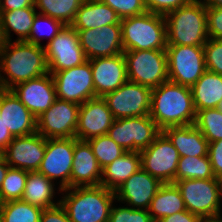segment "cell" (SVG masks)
<instances>
[{"label": "cell", "instance_id": "44dd1931", "mask_svg": "<svg viewBox=\"0 0 222 222\" xmlns=\"http://www.w3.org/2000/svg\"><path fill=\"white\" fill-rule=\"evenodd\" d=\"M95 97L115 91L128 81L124 54L90 59Z\"/></svg>", "mask_w": 222, "mask_h": 222}, {"label": "cell", "instance_id": "836d02e7", "mask_svg": "<svg viewBox=\"0 0 222 222\" xmlns=\"http://www.w3.org/2000/svg\"><path fill=\"white\" fill-rule=\"evenodd\" d=\"M194 125L209 143L222 140V112L217 108L197 111Z\"/></svg>", "mask_w": 222, "mask_h": 222}, {"label": "cell", "instance_id": "8fae6325", "mask_svg": "<svg viewBox=\"0 0 222 222\" xmlns=\"http://www.w3.org/2000/svg\"><path fill=\"white\" fill-rule=\"evenodd\" d=\"M141 167L161 183H173L180 155L169 140L161 132L144 150L140 151Z\"/></svg>", "mask_w": 222, "mask_h": 222}, {"label": "cell", "instance_id": "7bdbcfd3", "mask_svg": "<svg viewBox=\"0 0 222 222\" xmlns=\"http://www.w3.org/2000/svg\"><path fill=\"white\" fill-rule=\"evenodd\" d=\"M208 156L216 178L222 176V140L209 143Z\"/></svg>", "mask_w": 222, "mask_h": 222}, {"label": "cell", "instance_id": "ba28073f", "mask_svg": "<svg viewBox=\"0 0 222 222\" xmlns=\"http://www.w3.org/2000/svg\"><path fill=\"white\" fill-rule=\"evenodd\" d=\"M162 131L150 115L115 119L108 135L129 152L146 149Z\"/></svg>", "mask_w": 222, "mask_h": 222}, {"label": "cell", "instance_id": "f546056e", "mask_svg": "<svg viewBox=\"0 0 222 222\" xmlns=\"http://www.w3.org/2000/svg\"><path fill=\"white\" fill-rule=\"evenodd\" d=\"M36 12L35 7H26L1 12V23L7 41H11V31L16 33V41H25L30 34Z\"/></svg>", "mask_w": 222, "mask_h": 222}, {"label": "cell", "instance_id": "681fc988", "mask_svg": "<svg viewBox=\"0 0 222 222\" xmlns=\"http://www.w3.org/2000/svg\"><path fill=\"white\" fill-rule=\"evenodd\" d=\"M200 222H222V217H221V214L202 217Z\"/></svg>", "mask_w": 222, "mask_h": 222}, {"label": "cell", "instance_id": "f35d334b", "mask_svg": "<svg viewBox=\"0 0 222 222\" xmlns=\"http://www.w3.org/2000/svg\"><path fill=\"white\" fill-rule=\"evenodd\" d=\"M109 222H154L148 210L132 207H111Z\"/></svg>", "mask_w": 222, "mask_h": 222}, {"label": "cell", "instance_id": "ffe728a7", "mask_svg": "<svg viewBox=\"0 0 222 222\" xmlns=\"http://www.w3.org/2000/svg\"><path fill=\"white\" fill-rule=\"evenodd\" d=\"M162 184L141 167L115 190V198L134 209L148 210Z\"/></svg>", "mask_w": 222, "mask_h": 222}, {"label": "cell", "instance_id": "277c9868", "mask_svg": "<svg viewBox=\"0 0 222 222\" xmlns=\"http://www.w3.org/2000/svg\"><path fill=\"white\" fill-rule=\"evenodd\" d=\"M167 46H204L208 37L207 7L202 0H190L186 5L165 15Z\"/></svg>", "mask_w": 222, "mask_h": 222}, {"label": "cell", "instance_id": "1f68e13d", "mask_svg": "<svg viewBox=\"0 0 222 222\" xmlns=\"http://www.w3.org/2000/svg\"><path fill=\"white\" fill-rule=\"evenodd\" d=\"M216 178L209 156H184L180 157L177 165L175 181L185 179H210Z\"/></svg>", "mask_w": 222, "mask_h": 222}, {"label": "cell", "instance_id": "ac0fdd59", "mask_svg": "<svg viewBox=\"0 0 222 222\" xmlns=\"http://www.w3.org/2000/svg\"><path fill=\"white\" fill-rule=\"evenodd\" d=\"M114 120L102 97L91 98L80 105L75 137L87 141L93 137L106 135Z\"/></svg>", "mask_w": 222, "mask_h": 222}, {"label": "cell", "instance_id": "4dcf8cb0", "mask_svg": "<svg viewBox=\"0 0 222 222\" xmlns=\"http://www.w3.org/2000/svg\"><path fill=\"white\" fill-rule=\"evenodd\" d=\"M84 0H35V8L39 14L61 21L64 25H71L76 13Z\"/></svg>", "mask_w": 222, "mask_h": 222}, {"label": "cell", "instance_id": "9a60e30c", "mask_svg": "<svg viewBox=\"0 0 222 222\" xmlns=\"http://www.w3.org/2000/svg\"><path fill=\"white\" fill-rule=\"evenodd\" d=\"M80 105L61 99L37 119V132L46 139L75 137Z\"/></svg>", "mask_w": 222, "mask_h": 222}, {"label": "cell", "instance_id": "7a4b0ae2", "mask_svg": "<svg viewBox=\"0 0 222 222\" xmlns=\"http://www.w3.org/2000/svg\"><path fill=\"white\" fill-rule=\"evenodd\" d=\"M149 115L161 131L194 124L196 110L191 87L167 81L152 89Z\"/></svg>", "mask_w": 222, "mask_h": 222}, {"label": "cell", "instance_id": "816d5d0a", "mask_svg": "<svg viewBox=\"0 0 222 222\" xmlns=\"http://www.w3.org/2000/svg\"><path fill=\"white\" fill-rule=\"evenodd\" d=\"M6 43H7V40L4 35L2 23L0 21V54H1L2 50L5 48Z\"/></svg>", "mask_w": 222, "mask_h": 222}, {"label": "cell", "instance_id": "cb8c5ba5", "mask_svg": "<svg viewBox=\"0 0 222 222\" xmlns=\"http://www.w3.org/2000/svg\"><path fill=\"white\" fill-rule=\"evenodd\" d=\"M162 132L175 146L180 157L208 155L209 142L194 124L168 127Z\"/></svg>", "mask_w": 222, "mask_h": 222}, {"label": "cell", "instance_id": "4316f807", "mask_svg": "<svg viewBox=\"0 0 222 222\" xmlns=\"http://www.w3.org/2000/svg\"><path fill=\"white\" fill-rule=\"evenodd\" d=\"M191 91L196 112L217 108L222 100V75L206 70Z\"/></svg>", "mask_w": 222, "mask_h": 222}, {"label": "cell", "instance_id": "8d00e7d4", "mask_svg": "<svg viewBox=\"0 0 222 222\" xmlns=\"http://www.w3.org/2000/svg\"><path fill=\"white\" fill-rule=\"evenodd\" d=\"M43 25H47V27L44 26V29L42 27ZM64 26L65 25L59 20L37 13L34 17L29 37L25 41L41 46L40 41L42 38L48 37V42H50L63 29Z\"/></svg>", "mask_w": 222, "mask_h": 222}, {"label": "cell", "instance_id": "c3c4849f", "mask_svg": "<svg viewBox=\"0 0 222 222\" xmlns=\"http://www.w3.org/2000/svg\"><path fill=\"white\" fill-rule=\"evenodd\" d=\"M9 168L10 166L6 162L5 158L2 156L0 158V187H1L2 181L5 179L6 173Z\"/></svg>", "mask_w": 222, "mask_h": 222}, {"label": "cell", "instance_id": "7c38bea8", "mask_svg": "<svg viewBox=\"0 0 222 222\" xmlns=\"http://www.w3.org/2000/svg\"><path fill=\"white\" fill-rule=\"evenodd\" d=\"M57 98L68 102L83 104L95 97L90 61L52 73Z\"/></svg>", "mask_w": 222, "mask_h": 222}, {"label": "cell", "instance_id": "4fadbf2b", "mask_svg": "<svg viewBox=\"0 0 222 222\" xmlns=\"http://www.w3.org/2000/svg\"><path fill=\"white\" fill-rule=\"evenodd\" d=\"M44 47L50 74L70 69L87 61L78 33L71 25H65Z\"/></svg>", "mask_w": 222, "mask_h": 222}, {"label": "cell", "instance_id": "2e32d148", "mask_svg": "<svg viewBox=\"0 0 222 222\" xmlns=\"http://www.w3.org/2000/svg\"><path fill=\"white\" fill-rule=\"evenodd\" d=\"M46 138L38 132L14 137L3 151L10 168L38 171L46 150Z\"/></svg>", "mask_w": 222, "mask_h": 222}, {"label": "cell", "instance_id": "f907efd6", "mask_svg": "<svg viewBox=\"0 0 222 222\" xmlns=\"http://www.w3.org/2000/svg\"><path fill=\"white\" fill-rule=\"evenodd\" d=\"M202 3L206 7H222V0H204Z\"/></svg>", "mask_w": 222, "mask_h": 222}, {"label": "cell", "instance_id": "e0dca14e", "mask_svg": "<svg viewBox=\"0 0 222 222\" xmlns=\"http://www.w3.org/2000/svg\"><path fill=\"white\" fill-rule=\"evenodd\" d=\"M87 60L123 53L121 24L76 30Z\"/></svg>", "mask_w": 222, "mask_h": 222}, {"label": "cell", "instance_id": "db71d44e", "mask_svg": "<svg viewBox=\"0 0 222 222\" xmlns=\"http://www.w3.org/2000/svg\"><path fill=\"white\" fill-rule=\"evenodd\" d=\"M217 109H218L219 111H221V112H222V100L220 101V103H219V105H218Z\"/></svg>", "mask_w": 222, "mask_h": 222}, {"label": "cell", "instance_id": "ee69618b", "mask_svg": "<svg viewBox=\"0 0 222 222\" xmlns=\"http://www.w3.org/2000/svg\"><path fill=\"white\" fill-rule=\"evenodd\" d=\"M40 222H71L65 208L58 204L57 206L43 209Z\"/></svg>", "mask_w": 222, "mask_h": 222}, {"label": "cell", "instance_id": "6da1fadb", "mask_svg": "<svg viewBox=\"0 0 222 222\" xmlns=\"http://www.w3.org/2000/svg\"><path fill=\"white\" fill-rule=\"evenodd\" d=\"M13 42L7 41L0 54V88L2 89L11 90L17 84L49 73L43 45L16 40ZM2 71L7 75L6 78L1 74Z\"/></svg>", "mask_w": 222, "mask_h": 222}, {"label": "cell", "instance_id": "f5cc1de1", "mask_svg": "<svg viewBox=\"0 0 222 222\" xmlns=\"http://www.w3.org/2000/svg\"><path fill=\"white\" fill-rule=\"evenodd\" d=\"M3 205H4V202L0 199V220H1Z\"/></svg>", "mask_w": 222, "mask_h": 222}, {"label": "cell", "instance_id": "9c48e42d", "mask_svg": "<svg viewBox=\"0 0 222 222\" xmlns=\"http://www.w3.org/2000/svg\"><path fill=\"white\" fill-rule=\"evenodd\" d=\"M170 82L192 87L207 70L203 46H167Z\"/></svg>", "mask_w": 222, "mask_h": 222}, {"label": "cell", "instance_id": "f1b7e54d", "mask_svg": "<svg viewBox=\"0 0 222 222\" xmlns=\"http://www.w3.org/2000/svg\"><path fill=\"white\" fill-rule=\"evenodd\" d=\"M187 210L180 190L174 183H164L151 200L148 212L154 222L165 216Z\"/></svg>", "mask_w": 222, "mask_h": 222}, {"label": "cell", "instance_id": "603a6c76", "mask_svg": "<svg viewBox=\"0 0 222 222\" xmlns=\"http://www.w3.org/2000/svg\"><path fill=\"white\" fill-rule=\"evenodd\" d=\"M102 178L100 167L87 141L74 137V153L70 187L99 186Z\"/></svg>", "mask_w": 222, "mask_h": 222}, {"label": "cell", "instance_id": "d590c367", "mask_svg": "<svg viewBox=\"0 0 222 222\" xmlns=\"http://www.w3.org/2000/svg\"><path fill=\"white\" fill-rule=\"evenodd\" d=\"M28 172L16 168L8 169L0 187V199L3 202L22 199Z\"/></svg>", "mask_w": 222, "mask_h": 222}, {"label": "cell", "instance_id": "8992f818", "mask_svg": "<svg viewBox=\"0 0 222 222\" xmlns=\"http://www.w3.org/2000/svg\"><path fill=\"white\" fill-rule=\"evenodd\" d=\"M128 81L151 89L169 81L166 50L124 51Z\"/></svg>", "mask_w": 222, "mask_h": 222}, {"label": "cell", "instance_id": "52a82bcc", "mask_svg": "<svg viewBox=\"0 0 222 222\" xmlns=\"http://www.w3.org/2000/svg\"><path fill=\"white\" fill-rule=\"evenodd\" d=\"M173 183L180 190L189 212L201 218L221 214L222 188L218 178L185 179Z\"/></svg>", "mask_w": 222, "mask_h": 222}, {"label": "cell", "instance_id": "f6af8a7d", "mask_svg": "<svg viewBox=\"0 0 222 222\" xmlns=\"http://www.w3.org/2000/svg\"><path fill=\"white\" fill-rule=\"evenodd\" d=\"M200 220L201 217L185 210L165 216L157 222H200Z\"/></svg>", "mask_w": 222, "mask_h": 222}, {"label": "cell", "instance_id": "30bf717a", "mask_svg": "<svg viewBox=\"0 0 222 222\" xmlns=\"http://www.w3.org/2000/svg\"><path fill=\"white\" fill-rule=\"evenodd\" d=\"M152 89L131 81L115 91L105 94V100L113 118L141 117L149 115Z\"/></svg>", "mask_w": 222, "mask_h": 222}, {"label": "cell", "instance_id": "484cf974", "mask_svg": "<svg viewBox=\"0 0 222 222\" xmlns=\"http://www.w3.org/2000/svg\"><path fill=\"white\" fill-rule=\"evenodd\" d=\"M141 168L140 152L126 151L122 156L102 169L100 185L115 191L131 175Z\"/></svg>", "mask_w": 222, "mask_h": 222}, {"label": "cell", "instance_id": "9f6ffc18", "mask_svg": "<svg viewBox=\"0 0 222 222\" xmlns=\"http://www.w3.org/2000/svg\"><path fill=\"white\" fill-rule=\"evenodd\" d=\"M3 156V150L0 149V158Z\"/></svg>", "mask_w": 222, "mask_h": 222}, {"label": "cell", "instance_id": "d6a6232c", "mask_svg": "<svg viewBox=\"0 0 222 222\" xmlns=\"http://www.w3.org/2000/svg\"><path fill=\"white\" fill-rule=\"evenodd\" d=\"M43 209L22 200L4 202L0 222H40Z\"/></svg>", "mask_w": 222, "mask_h": 222}, {"label": "cell", "instance_id": "83f0119b", "mask_svg": "<svg viewBox=\"0 0 222 222\" xmlns=\"http://www.w3.org/2000/svg\"><path fill=\"white\" fill-rule=\"evenodd\" d=\"M55 183L37 171L28 172L22 201L42 209L50 208L60 204V200L55 203Z\"/></svg>", "mask_w": 222, "mask_h": 222}, {"label": "cell", "instance_id": "5b68a950", "mask_svg": "<svg viewBox=\"0 0 222 222\" xmlns=\"http://www.w3.org/2000/svg\"><path fill=\"white\" fill-rule=\"evenodd\" d=\"M123 51L166 50L165 16L149 11L121 19Z\"/></svg>", "mask_w": 222, "mask_h": 222}, {"label": "cell", "instance_id": "74e56055", "mask_svg": "<svg viewBox=\"0 0 222 222\" xmlns=\"http://www.w3.org/2000/svg\"><path fill=\"white\" fill-rule=\"evenodd\" d=\"M203 49L207 71L222 75V39L209 38Z\"/></svg>", "mask_w": 222, "mask_h": 222}, {"label": "cell", "instance_id": "e575fe53", "mask_svg": "<svg viewBox=\"0 0 222 222\" xmlns=\"http://www.w3.org/2000/svg\"><path fill=\"white\" fill-rule=\"evenodd\" d=\"M87 142L102 169L126 152L108 134L90 138Z\"/></svg>", "mask_w": 222, "mask_h": 222}, {"label": "cell", "instance_id": "7dc6e473", "mask_svg": "<svg viewBox=\"0 0 222 222\" xmlns=\"http://www.w3.org/2000/svg\"><path fill=\"white\" fill-rule=\"evenodd\" d=\"M13 138L14 137L8 130L7 126H5V123L0 116V149L4 151Z\"/></svg>", "mask_w": 222, "mask_h": 222}, {"label": "cell", "instance_id": "b9f144b4", "mask_svg": "<svg viewBox=\"0 0 222 222\" xmlns=\"http://www.w3.org/2000/svg\"><path fill=\"white\" fill-rule=\"evenodd\" d=\"M208 37L222 39V7H207Z\"/></svg>", "mask_w": 222, "mask_h": 222}, {"label": "cell", "instance_id": "60d3db41", "mask_svg": "<svg viewBox=\"0 0 222 222\" xmlns=\"http://www.w3.org/2000/svg\"><path fill=\"white\" fill-rule=\"evenodd\" d=\"M190 0H144L147 11L166 15L168 12L186 5Z\"/></svg>", "mask_w": 222, "mask_h": 222}, {"label": "cell", "instance_id": "d4e9b609", "mask_svg": "<svg viewBox=\"0 0 222 222\" xmlns=\"http://www.w3.org/2000/svg\"><path fill=\"white\" fill-rule=\"evenodd\" d=\"M120 21L121 18L107 4L100 0H84L71 26L75 30H87L120 24Z\"/></svg>", "mask_w": 222, "mask_h": 222}, {"label": "cell", "instance_id": "11a10c76", "mask_svg": "<svg viewBox=\"0 0 222 222\" xmlns=\"http://www.w3.org/2000/svg\"><path fill=\"white\" fill-rule=\"evenodd\" d=\"M218 179H219L220 187L222 188V176H220Z\"/></svg>", "mask_w": 222, "mask_h": 222}, {"label": "cell", "instance_id": "7402d4cb", "mask_svg": "<svg viewBox=\"0 0 222 222\" xmlns=\"http://www.w3.org/2000/svg\"><path fill=\"white\" fill-rule=\"evenodd\" d=\"M0 116L13 137L37 132L36 117L12 90L0 88Z\"/></svg>", "mask_w": 222, "mask_h": 222}, {"label": "cell", "instance_id": "3957f363", "mask_svg": "<svg viewBox=\"0 0 222 222\" xmlns=\"http://www.w3.org/2000/svg\"><path fill=\"white\" fill-rule=\"evenodd\" d=\"M60 204L71 222H109L115 191L104 186L70 187L64 192Z\"/></svg>", "mask_w": 222, "mask_h": 222}, {"label": "cell", "instance_id": "d6986e66", "mask_svg": "<svg viewBox=\"0 0 222 222\" xmlns=\"http://www.w3.org/2000/svg\"><path fill=\"white\" fill-rule=\"evenodd\" d=\"M11 90L36 118L48 110L57 99L50 73L17 84Z\"/></svg>", "mask_w": 222, "mask_h": 222}, {"label": "cell", "instance_id": "bcb514c9", "mask_svg": "<svg viewBox=\"0 0 222 222\" xmlns=\"http://www.w3.org/2000/svg\"><path fill=\"white\" fill-rule=\"evenodd\" d=\"M26 7H35V0H1L0 11H12Z\"/></svg>", "mask_w": 222, "mask_h": 222}, {"label": "cell", "instance_id": "ab89813d", "mask_svg": "<svg viewBox=\"0 0 222 222\" xmlns=\"http://www.w3.org/2000/svg\"><path fill=\"white\" fill-rule=\"evenodd\" d=\"M110 6L123 19L147 12L144 0H100Z\"/></svg>", "mask_w": 222, "mask_h": 222}, {"label": "cell", "instance_id": "5bb4252c", "mask_svg": "<svg viewBox=\"0 0 222 222\" xmlns=\"http://www.w3.org/2000/svg\"><path fill=\"white\" fill-rule=\"evenodd\" d=\"M74 153V137L46 140V150L37 172L52 182L60 178L59 192L70 188V175Z\"/></svg>", "mask_w": 222, "mask_h": 222}]
</instances>
